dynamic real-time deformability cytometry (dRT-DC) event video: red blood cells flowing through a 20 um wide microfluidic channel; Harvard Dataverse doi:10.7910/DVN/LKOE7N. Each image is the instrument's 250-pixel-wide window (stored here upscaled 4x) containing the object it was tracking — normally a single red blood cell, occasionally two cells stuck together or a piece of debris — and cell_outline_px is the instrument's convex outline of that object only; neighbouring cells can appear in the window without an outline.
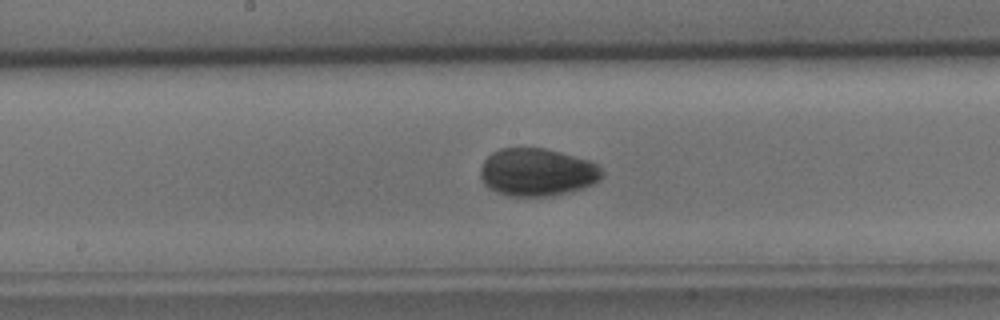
{"species": "common noctule bat (a hibernating species)", "species_latin": "Nyctalus noctula", "temperature_condition": "cold", "stored_images_in_passage": 34, "camera_frame_rate_fps": 3000, "um_per_image_px": 0.085, "animal": {"sex": "male", "body_mass_g": 15.6}, "frame": {"image": 1, "passage_image": 17, "time_ms": 5.333, "image_size_px": [1000, 320], "cell_outline_px": [[604, 176], [600, 180], [592, 184], [580, 188], [552, 196], [508, 196], [488, 188], [480, 180], [480, 168], [484, 160], [492, 152], [500, 148], [544, 148], [560, 152], [588, 160], [596, 164], [604, 172]], "centroid_in_image_um": [45.63, 14.64], "position_along_channel_um": 202.6, "area_um2": 33.87}}
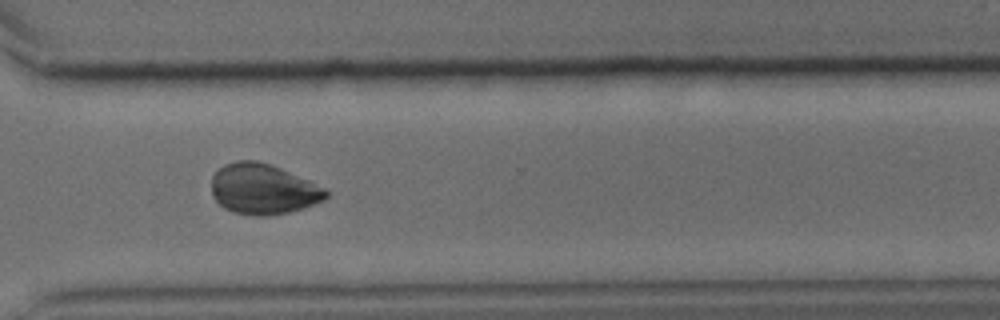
{"frame": {"image": 2, "passage_image": 27, "time_ms": 8.667, "image_size_px": [1000, 320], "cell_outline_px": [[328, 196], [324, 200], [304, 208], [288, 212], [268, 216], [256, 216], [232, 212], [224, 208], [212, 196], [212, 176], [224, 164], [236, 160], [256, 160], [280, 168], [328, 188]], "centroid_in_image_um": [22.38, 16.08], "position_along_channel_um": 348.2, "area_um2": 33.81}}
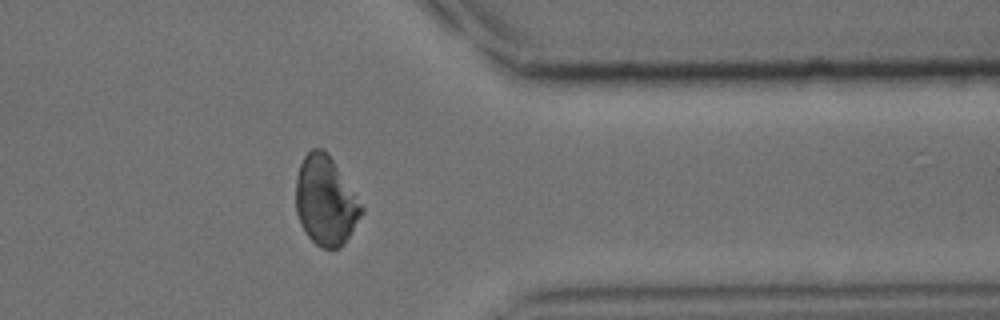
{"frame": {"image": 3, "passage_image": 30, "time_ms": 9.667, "image_size_px": [1000, 320], "cell_outline_px": [[364, 212], [344, 244], [340, 248], [320, 248], [308, 236], [300, 224], [296, 212], [296, 176], [300, 164], [304, 156], [312, 148], [324, 148], [328, 152], [364, 204]], "centroid_in_image_um": [27.7, 17.05], "position_along_channel_um": 383.7, "area_um2": 34.68}}